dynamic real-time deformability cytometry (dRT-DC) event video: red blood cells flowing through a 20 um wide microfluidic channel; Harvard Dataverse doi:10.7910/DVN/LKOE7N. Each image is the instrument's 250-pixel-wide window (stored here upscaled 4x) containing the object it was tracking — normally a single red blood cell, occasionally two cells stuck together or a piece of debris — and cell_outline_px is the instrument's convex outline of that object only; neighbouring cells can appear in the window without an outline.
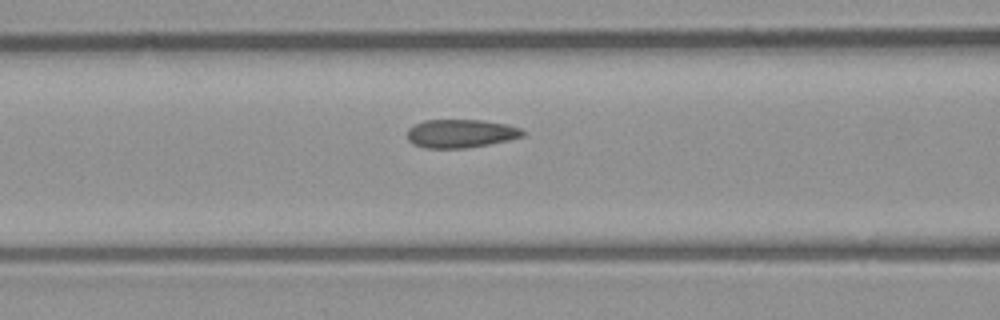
{"species": "common noctule bat (a hibernating species)", "species_latin": "Nyctalus noctula", "temperature_condition": "room temperature", "stored_images_in_passage": 5, "camera_frame_rate_fps": 3000, "um_per_image_px": 0.085, "animal": {"sex": "male", "body_mass_g": 23.1, "forearm_length_mm": 52.7}, "frame": {"image": 1, "passage_image": 5, "time_ms": 5.667, "image_size_px": [1000, 320], "cell_outline_px": [[524, 136], [508, 140], [488, 144], [464, 148], [428, 148], [412, 144], [408, 140], [408, 128], [424, 120], [484, 120], [508, 124], [520, 128], [524, 132]], "centroid_in_image_um": [39.16, 11.34], "position_along_channel_um": 127.4, "area_um2": 19.07}}